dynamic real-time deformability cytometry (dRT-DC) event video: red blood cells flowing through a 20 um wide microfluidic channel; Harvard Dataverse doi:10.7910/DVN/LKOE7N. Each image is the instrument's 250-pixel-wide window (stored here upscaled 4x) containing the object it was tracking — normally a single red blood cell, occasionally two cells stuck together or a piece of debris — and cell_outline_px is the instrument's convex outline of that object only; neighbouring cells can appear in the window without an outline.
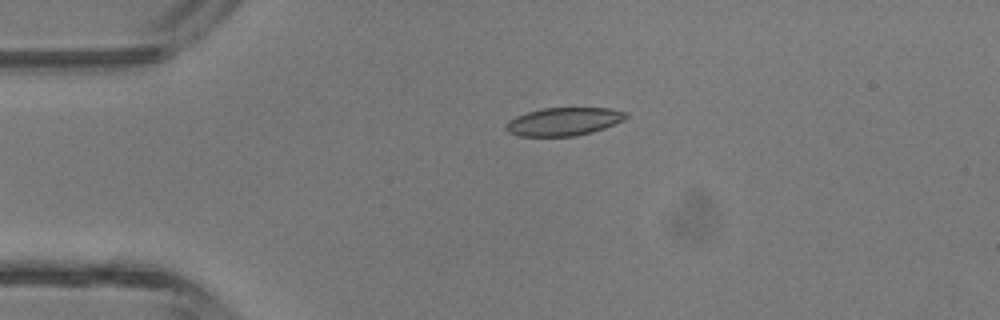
{"species": "common noctule bat (a hibernating species)", "species_latin": "Nyctalus noctula", "temperature_condition": "room temperature", "stored_images_in_passage": 3, "camera_frame_rate_fps": 3000, "um_per_image_px": 0.085, "animal": {"sex": "male", "body_mass_g": 13.3}, "frame": {"image": 1, "passage_image": 3, "time_ms": 2.333, "image_size_px": [1000, 320], "cell_outline_px": [[628, 116], [624, 120], [604, 128], [592, 132], [576, 136], [520, 136], [508, 132], [504, 128], [508, 120], [516, 116], [528, 112], [544, 108], [608, 108], [628, 112]], "centroid_in_image_um": [47.92, 10.33], "position_along_channel_um": 37.1, "area_um2": 19.65}}